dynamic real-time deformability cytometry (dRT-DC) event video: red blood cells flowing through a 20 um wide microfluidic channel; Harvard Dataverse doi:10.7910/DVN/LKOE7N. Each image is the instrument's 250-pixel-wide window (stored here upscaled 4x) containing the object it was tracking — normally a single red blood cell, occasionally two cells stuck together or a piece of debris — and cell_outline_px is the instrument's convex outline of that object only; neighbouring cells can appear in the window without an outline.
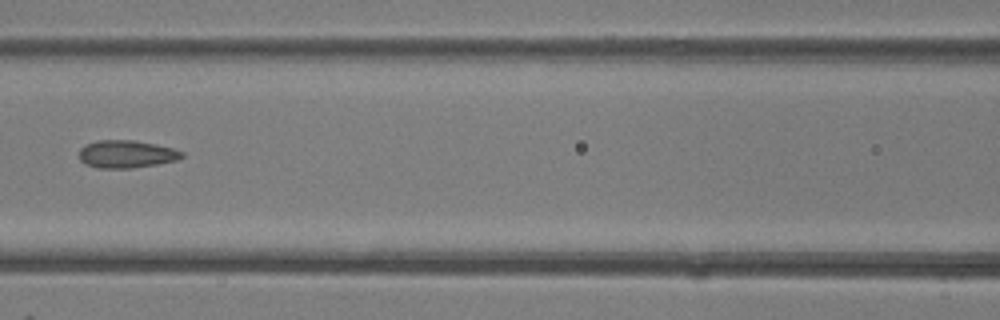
{"species": "common noctule bat (a hibernating species)", "species_latin": "Nyctalus noctula", "temperature_condition": "room temperature", "stored_images_in_passage": 31, "camera_frame_rate_fps": 3000, "um_per_image_px": 0.085, "animal": {"sex": "female"}, "frame": {"image": 1, "passage_image": 10, "time_ms": 3.0, "image_size_px": [1000, 320], "cell_outline_px": [[184, 156], [176, 160], [156, 164], [132, 168], [96, 168], [84, 164], [80, 160], [80, 148], [84, 144], [96, 140], [132, 140], [156, 144], [172, 148], [184, 152]], "centroid_in_image_um": [10.71, 13.09], "position_along_channel_um": 155.9, "area_um2": 16.65}}